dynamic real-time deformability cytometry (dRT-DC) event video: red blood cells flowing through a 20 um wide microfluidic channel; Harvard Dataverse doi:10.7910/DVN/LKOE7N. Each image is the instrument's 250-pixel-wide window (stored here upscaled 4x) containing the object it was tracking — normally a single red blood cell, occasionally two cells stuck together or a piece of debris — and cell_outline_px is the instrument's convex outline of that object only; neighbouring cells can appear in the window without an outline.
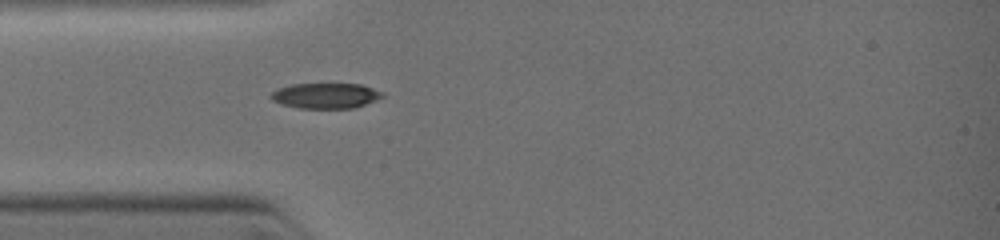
{"species": "common noctule bat (a hibernating species)", "species_latin": "Nyctalus noctula", "temperature_condition": "warm", "stored_images_in_passage": 7, "camera_frame_rate_fps": 3000, "um_per_image_px": 0.085, "animal": {"sex": "female", "body_mass_g": 19.0, "forearm_length_mm": 51.5}, "frame": {"image": 1, "passage_image": 1, "time_ms": 0.0, "image_size_px": [1000, 240], "cell_outline_px": [[384, 96], [376, 100], [352, 108], [300, 108], [284, 104], [272, 100], [268, 96], [272, 92], [280, 88], [292, 84], [360, 84], [384, 92]], "centroid_in_image_um": [27.69, 8.13], "position_along_channel_um": 57.3, "area_um2": 16.3}}
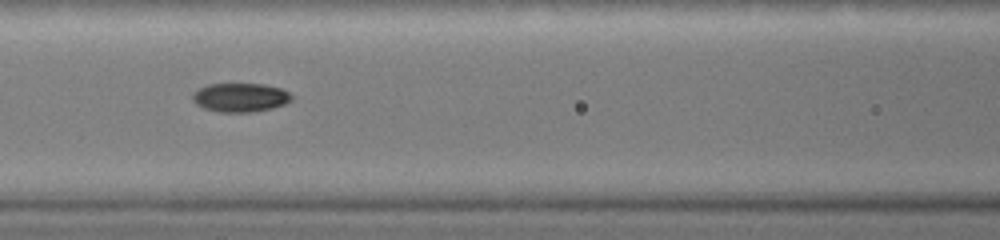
{"frame": {"image": 2, "passage_image": 4, "time_ms": 1.667, "image_size_px": [1000, 240], "cell_outline_px": [[292, 100], [284, 104], [272, 108], [252, 112], [220, 112], [204, 108], [196, 104], [192, 100], [192, 96], [200, 88], [208, 84], [264, 84], [280, 88], [288, 92], [292, 96]], "centroid_in_image_um": [20.43, 8.29], "position_along_channel_um": 146.2, "area_um2": 16.53}}
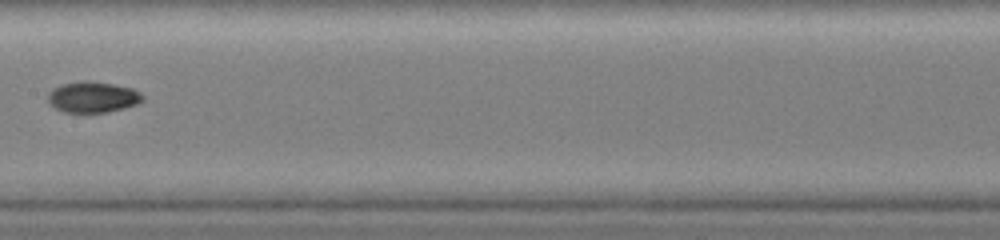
{"frame": {"image": 3, "passage_image": 6, "time_ms": 2.667, "image_size_px": [1000, 240], "cell_outline_px": [[144, 100], [136, 104], [104, 112], [64, 112], [48, 104], [48, 92], [64, 84], [84, 80], [88, 80], [112, 84], [132, 88], [140, 92], [144, 96]], "centroid_in_image_um": [7.88, 8.24], "position_along_channel_um": 199.5, "area_um2": 16.82}}